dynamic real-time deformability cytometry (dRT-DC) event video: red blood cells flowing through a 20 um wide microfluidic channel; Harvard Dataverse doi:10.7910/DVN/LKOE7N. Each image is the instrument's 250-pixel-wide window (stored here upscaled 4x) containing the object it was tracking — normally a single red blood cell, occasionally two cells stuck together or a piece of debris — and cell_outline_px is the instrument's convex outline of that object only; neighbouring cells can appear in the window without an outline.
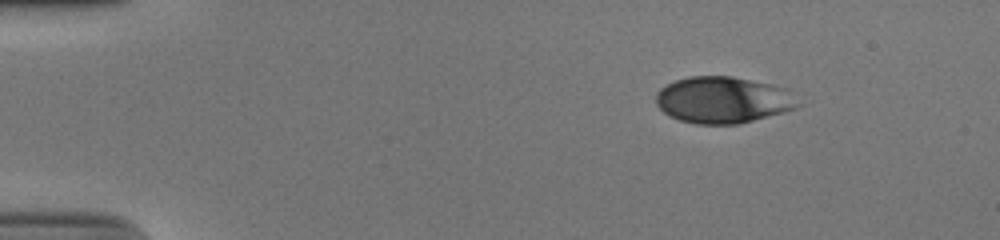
{"species": "human", "species_latin": "Homo sapiens", "temperature_condition": "cold", "stored_images_in_passage": 46, "camera_frame_rate_fps": 3000, "um_per_image_px": 0.085, "donor": {"sex": "male"}, "frame": {"image": 1, "passage_image": 1, "time_ms": 0.0, "image_size_px": [1000, 240], "cell_outline_px": [[800, 104], [796, 108], [740, 124], [696, 124], [680, 120], [668, 116], [656, 104], [656, 92], [660, 88], [676, 80], [688, 76], [732, 76], [772, 84], [784, 88]], "centroid_in_image_um": [61.41, 8.49], "position_along_channel_um": 23.6, "area_um2": 38.38}}
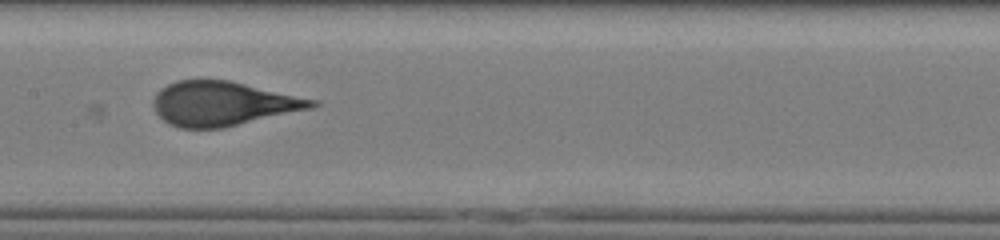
{"frame": {"image": 2, "passage_image": 21, "time_ms": 6.667, "image_size_px": [1000, 240], "cell_outline_px": [[320, 104], [312, 108], [224, 128], [180, 128], [168, 124], [156, 112], [152, 104], [152, 100], [156, 92], [160, 88], [176, 80], [228, 80], [320, 100]], "centroid_in_image_um": [18.95, 8.81], "position_along_channel_um": 188.4, "area_um2": 41.15}}
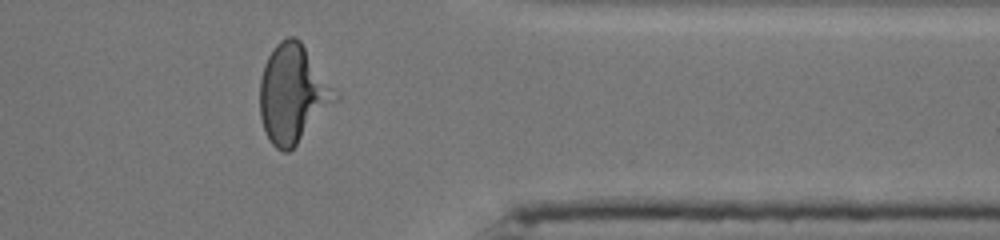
{"frame": {"image": 3, "passage_image": 37, "time_ms": 12.0, "image_size_px": [1000, 240], "cell_outline_px": [[340, 96], [296, 144], [288, 152], [284, 152], [276, 148], [272, 144], [264, 128], [260, 116], [260, 80], [264, 64], [272, 48], [280, 40], [288, 36], [296, 36], [300, 40], [340, 92]], "centroid_in_image_um": [24.91, 7.92], "position_along_channel_um": 386.5, "area_um2": 43.06}}